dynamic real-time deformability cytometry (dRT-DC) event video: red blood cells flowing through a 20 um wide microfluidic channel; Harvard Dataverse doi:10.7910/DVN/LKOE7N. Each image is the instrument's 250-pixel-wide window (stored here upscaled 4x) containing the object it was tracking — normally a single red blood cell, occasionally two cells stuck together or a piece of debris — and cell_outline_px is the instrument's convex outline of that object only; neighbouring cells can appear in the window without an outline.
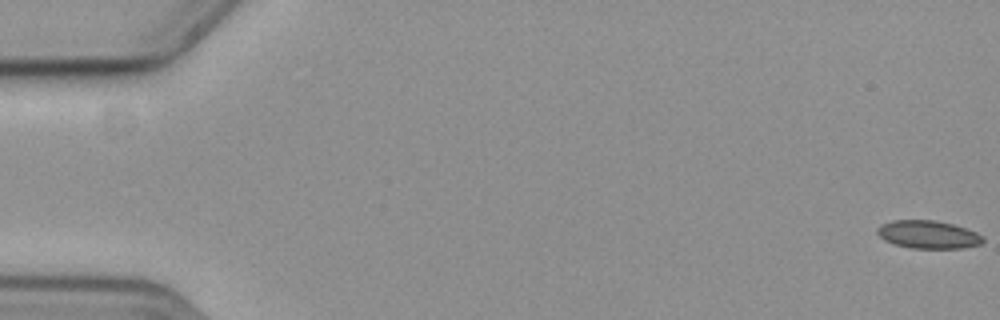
{"species": "common noctule bat (a hibernating species)", "species_latin": "Nyctalus noctula", "temperature_condition": "cold", "stored_images_in_passage": 6, "camera_frame_rate_fps": 3000, "um_per_image_px": 0.085, "animal": {"sex": "female", "body_mass_g": 19.3, "forearm_length_mm": 54.1}, "frame": {"image": 1, "passage_image": 1, "time_ms": 0.0, "image_size_px": [1000, 320], "cell_outline_px": [[984, 240], [980, 244], [964, 248], [912, 248], [892, 244], [884, 240], [876, 232], [876, 228], [880, 224], [892, 220], [936, 220], [952, 224], [976, 232], [984, 236]], "centroid_in_image_um": [78.86, 19.93], "position_along_channel_um": 6.1, "area_um2": 17.34}}